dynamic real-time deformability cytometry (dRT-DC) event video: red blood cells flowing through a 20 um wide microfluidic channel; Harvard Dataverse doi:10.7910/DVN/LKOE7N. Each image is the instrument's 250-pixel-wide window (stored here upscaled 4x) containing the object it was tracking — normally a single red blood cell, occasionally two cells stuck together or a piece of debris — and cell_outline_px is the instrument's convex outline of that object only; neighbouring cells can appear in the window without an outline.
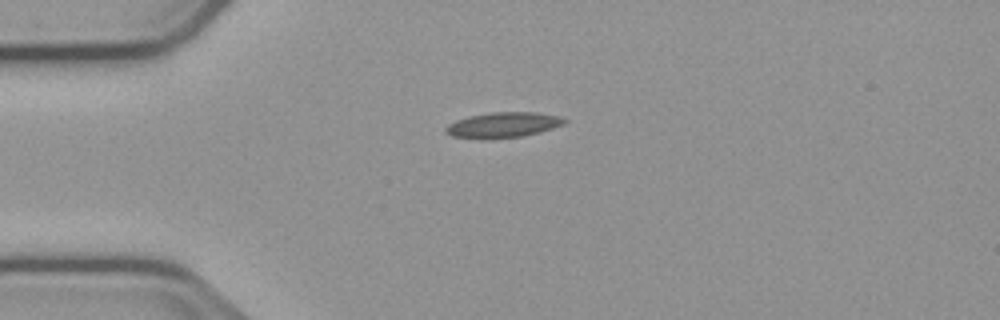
{"species": "common noctule bat (a hibernating species)", "species_latin": "Nyctalus noctula", "temperature_condition": "cold", "stored_images_in_passage": 42, "camera_frame_rate_fps": 3000, "um_per_image_px": 0.085, "animal": {"sex": "male", "body_mass_g": 23.1, "forearm_length_mm": 52.7}, "frame": {"image": 1, "passage_image": 1, "time_ms": 0.0, "image_size_px": [1000, 320], "cell_outline_px": [[568, 120], [564, 124], [552, 128], [520, 136], [484, 140], [452, 136], [444, 132], [444, 128], [448, 124], [456, 120], [468, 116], [492, 112], [532, 112], [556, 116]], "centroid_in_image_um": [42.67, 10.63], "position_along_channel_um": 42.3, "area_um2": 17.46}}
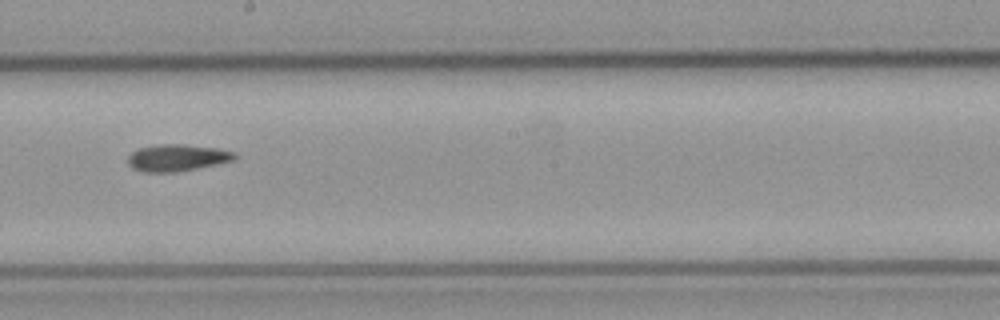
{"frame": {"image": 2, "passage_image": 18, "time_ms": 5.667, "image_size_px": [1000, 320], "cell_outline_px": [[236, 160], [176, 172], [144, 172], [132, 168], [128, 164], [128, 156], [136, 148], [156, 144], [184, 144], [216, 148], [236, 152]], "centroid_in_image_um": [15.03, 13.4], "position_along_channel_um": 233.2, "area_um2": 16.82}}
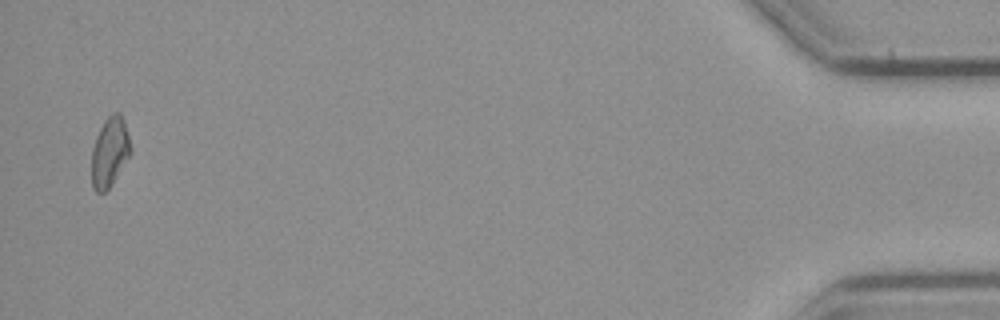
{"frame": {"image": 3, "passage_image": 41, "time_ms": 13.333, "image_size_px": [1000, 320], "cell_outline_px": [[132, 152], [108, 188], [104, 192], [96, 192], [92, 188], [92, 148], [96, 136], [104, 120], [112, 112], [120, 112], [124, 120], [132, 148]], "centroid_in_image_um": [9.33, 12.88], "position_along_channel_um": 425.9, "area_um2": 15.78}, "authors_computed_cell_mechanics": {"area_um2": 15.8372, "velocity_mm_per_s": 3.7539, "shape_relaxation_time_tau1_ms": 7.9747, "shape_relaxation_time_tau2_ms": 7.395, "deformation_change_tau1": 0.1706, "deformation_change_tau2": 0.1224}}